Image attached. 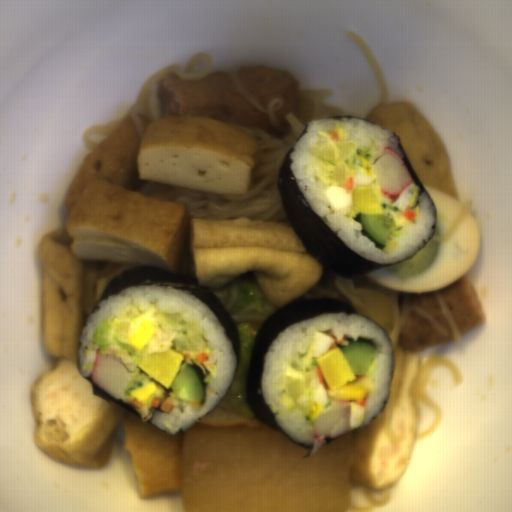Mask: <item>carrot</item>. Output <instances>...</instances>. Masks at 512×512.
<instances>
[{
	"instance_id": "obj_2",
	"label": "carrot",
	"mask_w": 512,
	"mask_h": 512,
	"mask_svg": "<svg viewBox=\"0 0 512 512\" xmlns=\"http://www.w3.org/2000/svg\"><path fill=\"white\" fill-rule=\"evenodd\" d=\"M367 398H368V394H364L363 398L360 401L342 400L340 402L354 403V404H356L358 406H365L366 407Z\"/></svg>"
},
{
	"instance_id": "obj_5",
	"label": "carrot",
	"mask_w": 512,
	"mask_h": 512,
	"mask_svg": "<svg viewBox=\"0 0 512 512\" xmlns=\"http://www.w3.org/2000/svg\"><path fill=\"white\" fill-rule=\"evenodd\" d=\"M403 215H404L405 219H409V220L413 221V219L415 217V211L407 208V209H405Z\"/></svg>"
},
{
	"instance_id": "obj_1",
	"label": "carrot",
	"mask_w": 512,
	"mask_h": 512,
	"mask_svg": "<svg viewBox=\"0 0 512 512\" xmlns=\"http://www.w3.org/2000/svg\"><path fill=\"white\" fill-rule=\"evenodd\" d=\"M327 335L331 336L332 339H333V342L330 346V350L332 348H338L340 349L341 347H343L344 345H349L346 338H342L341 340H338L337 337L334 335V334H331L329 331L328 332H325Z\"/></svg>"
},
{
	"instance_id": "obj_6",
	"label": "carrot",
	"mask_w": 512,
	"mask_h": 512,
	"mask_svg": "<svg viewBox=\"0 0 512 512\" xmlns=\"http://www.w3.org/2000/svg\"><path fill=\"white\" fill-rule=\"evenodd\" d=\"M172 404L170 403H167L165 401H163L159 407V409L162 411V412H165V413H168L169 414V411H170V408H171Z\"/></svg>"
},
{
	"instance_id": "obj_4",
	"label": "carrot",
	"mask_w": 512,
	"mask_h": 512,
	"mask_svg": "<svg viewBox=\"0 0 512 512\" xmlns=\"http://www.w3.org/2000/svg\"><path fill=\"white\" fill-rule=\"evenodd\" d=\"M197 361H199L201 364L204 362H207L209 359V356L205 354L203 351L199 352L195 358Z\"/></svg>"
},
{
	"instance_id": "obj_7",
	"label": "carrot",
	"mask_w": 512,
	"mask_h": 512,
	"mask_svg": "<svg viewBox=\"0 0 512 512\" xmlns=\"http://www.w3.org/2000/svg\"><path fill=\"white\" fill-rule=\"evenodd\" d=\"M345 189H353V177L352 178H349L344 186H343Z\"/></svg>"
},
{
	"instance_id": "obj_8",
	"label": "carrot",
	"mask_w": 512,
	"mask_h": 512,
	"mask_svg": "<svg viewBox=\"0 0 512 512\" xmlns=\"http://www.w3.org/2000/svg\"><path fill=\"white\" fill-rule=\"evenodd\" d=\"M161 402H159L158 400H156L155 398L152 400V407H155L158 409L159 405H160Z\"/></svg>"
},
{
	"instance_id": "obj_3",
	"label": "carrot",
	"mask_w": 512,
	"mask_h": 512,
	"mask_svg": "<svg viewBox=\"0 0 512 512\" xmlns=\"http://www.w3.org/2000/svg\"><path fill=\"white\" fill-rule=\"evenodd\" d=\"M316 373H317V375H318V378H319L320 383L323 385V387H324L325 389H327L329 386H328V384L326 383V381L324 380V378H323V376H322V373H321V370H320L319 365H318V366H316Z\"/></svg>"
}]
</instances>
